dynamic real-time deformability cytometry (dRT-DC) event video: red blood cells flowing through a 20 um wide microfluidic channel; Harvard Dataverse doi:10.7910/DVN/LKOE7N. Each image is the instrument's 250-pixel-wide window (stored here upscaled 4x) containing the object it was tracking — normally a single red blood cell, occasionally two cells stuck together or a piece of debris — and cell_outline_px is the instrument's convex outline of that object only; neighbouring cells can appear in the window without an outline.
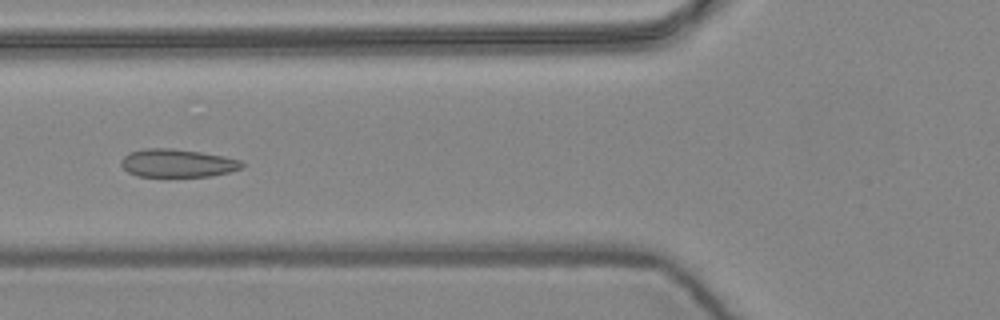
{"species": "common noctule bat (a hibernating species)", "species_latin": "Nyctalus noctula", "temperature_condition": "warm", "stored_images_in_passage": 5, "camera_frame_rate_fps": 3000, "um_per_image_px": 0.085, "animal": {"sex": "female", "body_mass_g": 24.6, "forearm_length_mm": 56.2}, "frame": {"image": 1, "passage_image": 2, "time_ms": 0.333, "image_size_px": [1000, 320], "cell_outline_px": [[244, 164], [240, 168], [228, 172], [212, 176], [136, 176], [128, 172], [120, 164], [120, 160], [128, 152], [144, 148], [172, 148], [200, 152], [224, 156], [240, 160]], "centroid_in_image_um": [15.03, 13.86], "position_along_channel_um": 110.8, "area_um2": 19.77}}
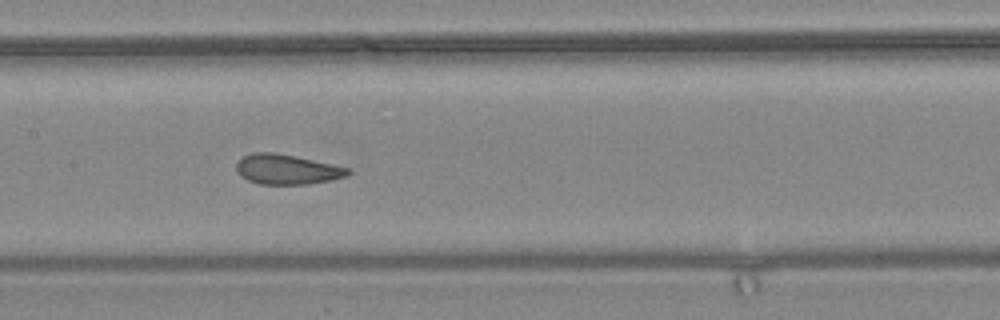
{"frame": {"image": 2, "passage_image": 4, "time_ms": 1.0, "image_size_px": [1000, 320], "cell_outline_px": [[352, 172], [348, 176], [308, 184], [260, 184], [248, 180], [240, 176], [236, 172], [236, 164], [244, 156], [252, 152], [272, 152], [296, 156], [332, 164], [348, 168]], "centroid_in_image_um": [24.37, 14.39], "position_along_channel_um": 183.0, "area_um2": 19.42}}
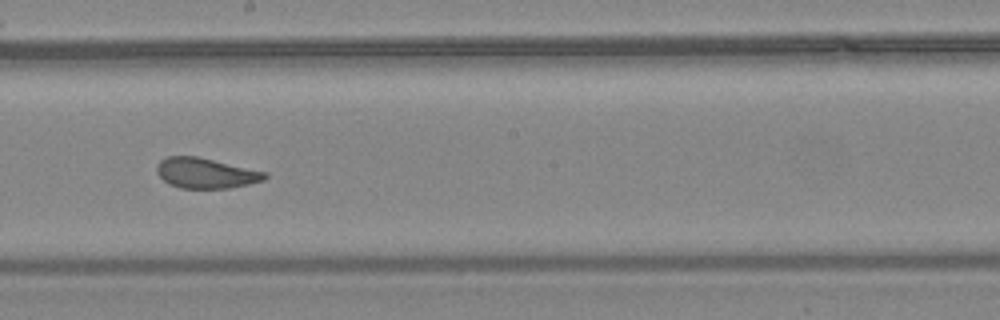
{"frame": {"image": 3, "passage_image": 5, "time_ms": 1.333, "image_size_px": [1000, 320], "cell_outline_px": [[268, 176], [264, 180], [248, 184], [228, 188], [180, 188], [168, 184], [156, 172], [156, 164], [160, 160], [168, 156], [196, 156], [268, 172]], "centroid_in_image_um": [17.48, 14.71], "position_along_channel_um": 230.7, "area_um2": 19.13}}